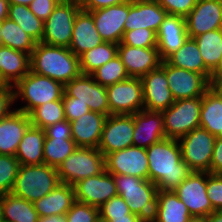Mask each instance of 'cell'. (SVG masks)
<instances>
[{"mask_svg":"<svg viewBox=\"0 0 222 222\" xmlns=\"http://www.w3.org/2000/svg\"><path fill=\"white\" fill-rule=\"evenodd\" d=\"M148 179L158 190L173 191L192 171L182 160L178 140L165 138L146 148Z\"/></svg>","mask_w":222,"mask_h":222,"instance_id":"cell-1","label":"cell"},{"mask_svg":"<svg viewBox=\"0 0 222 222\" xmlns=\"http://www.w3.org/2000/svg\"><path fill=\"white\" fill-rule=\"evenodd\" d=\"M30 70L65 85L81 74L79 57L69 48L36 43L30 55Z\"/></svg>","mask_w":222,"mask_h":222,"instance_id":"cell-2","label":"cell"},{"mask_svg":"<svg viewBox=\"0 0 222 222\" xmlns=\"http://www.w3.org/2000/svg\"><path fill=\"white\" fill-rule=\"evenodd\" d=\"M117 193L128 205L132 214L151 222L155 213L158 187L149 179L131 175H113Z\"/></svg>","mask_w":222,"mask_h":222,"instance_id":"cell-3","label":"cell"},{"mask_svg":"<svg viewBox=\"0 0 222 222\" xmlns=\"http://www.w3.org/2000/svg\"><path fill=\"white\" fill-rule=\"evenodd\" d=\"M60 182L57 168L47 164L20 165L11 194L35 202L50 193Z\"/></svg>","mask_w":222,"mask_h":222,"instance_id":"cell-4","label":"cell"},{"mask_svg":"<svg viewBox=\"0 0 222 222\" xmlns=\"http://www.w3.org/2000/svg\"><path fill=\"white\" fill-rule=\"evenodd\" d=\"M15 101L22 98L26 105L15 110L30 114L36 107L46 102L61 100L64 93V85L47 76L30 72L19 80L14 86ZM16 88V89H15ZM18 97V98H17Z\"/></svg>","mask_w":222,"mask_h":222,"instance_id":"cell-5","label":"cell"},{"mask_svg":"<svg viewBox=\"0 0 222 222\" xmlns=\"http://www.w3.org/2000/svg\"><path fill=\"white\" fill-rule=\"evenodd\" d=\"M105 170V157L98 148L77 147L58 167L61 183L74 185Z\"/></svg>","mask_w":222,"mask_h":222,"instance_id":"cell-6","label":"cell"},{"mask_svg":"<svg viewBox=\"0 0 222 222\" xmlns=\"http://www.w3.org/2000/svg\"><path fill=\"white\" fill-rule=\"evenodd\" d=\"M201 102L202 96L180 99L161 111L166 138L178 140L200 127Z\"/></svg>","mask_w":222,"mask_h":222,"instance_id":"cell-7","label":"cell"},{"mask_svg":"<svg viewBox=\"0 0 222 222\" xmlns=\"http://www.w3.org/2000/svg\"><path fill=\"white\" fill-rule=\"evenodd\" d=\"M80 9L79 0H61L44 21L41 42L69 48L75 17Z\"/></svg>","mask_w":222,"mask_h":222,"instance_id":"cell-8","label":"cell"},{"mask_svg":"<svg viewBox=\"0 0 222 222\" xmlns=\"http://www.w3.org/2000/svg\"><path fill=\"white\" fill-rule=\"evenodd\" d=\"M216 137L201 127L178 139L182 160L192 172H208Z\"/></svg>","mask_w":222,"mask_h":222,"instance_id":"cell-9","label":"cell"},{"mask_svg":"<svg viewBox=\"0 0 222 222\" xmlns=\"http://www.w3.org/2000/svg\"><path fill=\"white\" fill-rule=\"evenodd\" d=\"M106 89L110 115H132L144 109L141 78L129 77Z\"/></svg>","mask_w":222,"mask_h":222,"instance_id":"cell-10","label":"cell"},{"mask_svg":"<svg viewBox=\"0 0 222 222\" xmlns=\"http://www.w3.org/2000/svg\"><path fill=\"white\" fill-rule=\"evenodd\" d=\"M207 172H192L173 191L191 216L207 217L214 211L207 195Z\"/></svg>","mask_w":222,"mask_h":222,"instance_id":"cell-11","label":"cell"},{"mask_svg":"<svg viewBox=\"0 0 222 222\" xmlns=\"http://www.w3.org/2000/svg\"><path fill=\"white\" fill-rule=\"evenodd\" d=\"M64 93L75 101L87 104L91 111L110 115L106 87L98 84L92 75L80 74L64 85Z\"/></svg>","mask_w":222,"mask_h":222,"instance_id":"cell-12","label":"cell"},{"mask_svg":"<svg viewBox=\"0 0 222 222\" xmlns=\"http://www.w3.org/2000/svg\"><path fill=\"white\" fill-rule=\"evenodd\" d=\"M160 67L166 72L169 89L175 101L203 96L210 87V82L200 73L169 65L166 61H162Z\"/></svg>","mask_w":222,"mask_h":222,"instance_id":"cell-13","label":"cell"},{"mask_svg":"<svg viewBox=\"0 0 222 222\" xmlns=\"http://www.w3.org/2000/svg\"><path fill=\"white\" fill-rule=\"evenodd\" d=\"M105 170L112 175H131L148 179L146 148L130 146L105 156Z\"/></svg>","mask_w":222,"mask_h":222,"instance_id":"cell-14","label":"cell"},{"mask_svg":"<svg viewBox=\"0 0 222 222\" xmlns=\"http://www.w3.org/2000/svg\"><path fill=\"white\" fill-rule=\"evenodd\" d=\"M133 115H108L103 127L98 149L104 155L133 145Z\"/></svg>","mask_w":222,"mask_h":222,"instance_id":"cell-15","label":"cell"},{"mask_svg":"<svg viewBox=\"0 0 222 222\" xmlns=\"http://www.w3.org/2000/svg\"><path fill=\"white\" fill-rule=\"evenodd\" d=\"M73 188L75 201L98 208L118 195L114 177L106 170L78 181L73 185Z\"/></svg>","mask_w":222,"mask_h":222,"instance_id":"cell-16","label":"cell"},{"mask_svg":"<svg viewBox=\"0 0 222 222\" xmlns=\"http://www.w3.org/2000/svg\"><path fill=\"white\" fill-rule=\"evenodd\" d=\"M189 38L220 29L222 27V0H197L185 17Z\"/></svg>","mask_w":222,"mask_h":222,"instance_id":"cell-17","label":"cell"},{"mask_svg":"<svg viewBox=\"0 0 222 222\" xmlns=\"http://www.w3.org/2000/svg\"><path fill=\"white\" fill-rule=\"evenodd\" d=\"M89 12L102 40L119 44L125 32V20L129 15V1Z\"/></svg>","mask_w":222,"mask_h":222,"instance_id":"cell-18","label":"cell"},{"mask_svg":"<svg viewBox=\"0 0 222 222\" xmlns=\"http://www.w3.org/2000/svg\"><path fill=\"white\" fill-rule=\"evenodd\" d=\"M129 77L142 78L148 72L158 69L162 59L157 47H132L118 44V54Z\"/></svg>","mask_w":222,"mask_h":222,"instance_id":"cell-19","label":"cell"},{"mask_svg":"<svg viewBox=\"0 0 222 222\" xmlns=\"http://www.w3.org/2000/svg\"><path fill=\"white\" fill-rule=\"evenodd\" d=\"M144 109L149 111H163L174 102L166 72L159 67L144 75L142 78Z\"/></svg>","mask_w":222,"mask_h":222,"instance_id":"cell-20","label":"cell"},{"mask_svg":"<svg viewBox=\"0 0 222 222\" xmlns=\"http://www.w3.org/2000/svg\"><path fill=\"white\" fill-rule=\"evenodd\" d=\"M166 15V10L155 0H131L124 24L125 32L147 28L156 33Z\"/></svg>","mask_w":222,"mask_h":222,"instance_id":"cell-21","label":"cell"},{"mask_svg":"<svg viewBox=\"0 0 222 222\" xmlns=\"http://www.w3.org/2000/svg\"><path fill=\"white\" fill-rule=\"evenodd\" d=\"M134 118L133 146L148 148L166 138L161 111L142 109Z\"/></svg>","mask_w":222,"mask_h":222,"instance_id":"cell-22","label":"cell"},{"mask_svg":"<svg viewBox=\"0 0 222 222\" xmlns=\"http://www.w3.org/2000/svg\"><path fill=\"white\" fill-rule=\"evenodd\" d=\"M157 36V49L162 61L177 51L188 38L185 17L167 14L160 24Z\"/></svg>","mask_w":222,"mask_h":222,"instance_id":"cell-23","label":"cell"},{"mask_svg":"<svg viewBox=\"0 0 222 222\" xmlns=\"http://www.w3.org/2000/svg\"><path fill=\"white\" fill-rule=\"evenodd\" d=\"M107 115L90 111L70 122L77 147L98 148Z\"/></svg>","mask_w":222,"mask_h":222,"instance_id":"cell-24","label":"cell"},{"mask_svg":"<svg viewBox=\"0 0 222 222\" xmlns=\"http://www.w3.org/2000/svg\"><path fill=\"white\" fill-rule=\"evenodd\" d=\"M30 126L29 115L18 110L0 119V155L15 156L18 145Z\"/></svg>","mask_w":222,"mask_h":222,"instance_id":"cell-25","label":"cell"},{"mask_svg":"<svg viewBox=\"0 0 222 222\" xmlns=\"http://www.w3.org/2000/svg\"><path fill=\"white\" fill-rule=\"evenodd\" d=\"M102 42L91 13L80 9L75 17L69 49L79 57Z\"/></svg>","mask_w":222,"mask_h":222,"instance_id":"cell-26","label":"cell"},{"mask_svg":"<svg viewBox=\"0 0 222 222\" xmlns=\"http://www.w3.org/2000/svg\"><path fill=\"white\" fill-rule=\"evenodd\" d=\"M30 72V55L0 46V84L14 86Z\"/></svg>","mask_w":222,"mask_h":222,"instance_id":"cell-27","label":"cell"},{"mask_svg":"<svg viewBox=\"0 0 222 222\" xmlns=\"http://www.w3.org/2000/svg\"><path fill=\"white\" fill-rule=\"evenodd\" d=\"M75 202L73 185L59 183L50 193L34 202L39 216L66 214Z\"/></svg>","mask_w":222,"mask_h":222,"instance_id":"cell-28","label":"cell"},{"mask_svg":"<svg viewBox=\"0 0 222 222\" xmlns=\"http://www.w3.org/2000/svg\"><path fill=\"white\" fill-rule=\"evenodd\" d=\"M165 61L169 65L183 68L191 72L200 73L209 82L213 77V74L205 67L196 41L193 38L188 37L184 44Z\"/></svg>","mask_w":222,"mask_h":222,"instance_id":"cell-29","label":"cell"},{"mask_svg":"<svg viewBox=\"0 0 222 222\" xmlns=\"http://www.w3.org/2000/svg\"><path fill=\"white\" fill-rule=\"evenodd\" d=\"M191 217L186 205L174 191H158L151 222H187Z\"/></svg>","mask_w":222,"mask_h":222,"instance_id":"cell-30","label":"cell"},{"mask_svg":"<svg viewBox=\"0 0 222 222\" xmlns=\"http://www.w3.org/2000/svg\"><path fill=\"white\" fill-rule=\"evenodd\" d=\"M45 131L41 128L30 126L20 141L16 159L20 165L44 164L43 147Z\"/></svg>","mask_w":222,"mask_h":222,"instance_id":"cell-31","label":"cell"},{"mask_svg":"<svg viewBox=\"0 0 222 222\" xmlns=\"http://www.w3.org/2000/svg\"><path fill=\"white\" fill-rule=\"evenodd\" d=\"M200 127L215 137L222 136V97L211 87L202 96Z\"/></svg>","mask_w":222,"mask_h":222,"instance_id":"cell-32","label":"cell"},{"mask_svg":"<svg viewBox=\"0 0 222 222\" xmlns=\"http://www.w3.org/2000/svg\"><path fill=\"white\" fill-rule=\"evenodd\" d=\"M196 41L205 67L214 75L222 70L221 28L200 34Z\"/></svg>","mask_w":222,"mask_h":222,"instance_id":"cell-33","label":"cell"},{"mask_svg":"<svg viewBox=\"0 0 222 222\" xmlns=\"http://www.w3.org/2000/svg\"><path fill=\"white\" fill-rule=\"evenodd\" d=\"M2 218L8 222H37L38 213L34 203L11 193L0 195Z\"/></svg>","mask_w":222,"mask_h":222,"instance_id":"cell-34","label":"cell"},{"mask_svg":"<svg viewBox=\"0 0 222 222\" xmlns=\"http://www.w3.org/2000/svg\"><path fill=\"white\" fill-rule=\"evenodd\" d=\"M7 18L16 22L37 43L41 42L44 33V22L36 17L28 6L9 4Z\"/></svg>","mask_w":222,"mask_h":222,"instance_id":"cell-35","label":"cell"},{"mask_svg":"<svg viewBox=\"0 0 222 222\" xmlns=\"http://www.w3.org/2000/svg\"><path fill=\"white\" fill-rule=\"evenodd\" d=\"M2 46L10 47L29 55L35 49L36 41L14 21L5 19L1 22Z\"/></svg>","mask_w":222,"mask_h":222,"instance_id":"cell-36","label":"cell"},{"mask_svg":"<svg viewBox=\"0 0 222 222\" xmlns=\"http://www.w3.org/2000/svg\"><path fill=\"white\" fill-rule=\"evenodd\" d=\"M117 54L118 44L102 42L79 56L81 73L91 75L96 69L117 56Z\"/></svg>","mask_w":222,"mask_h":222,"instance_id":"cell-37","label":"cell"},{"mask_svg":"<svg viewBox=\"0 0 222 222\" xmlns=\"http://www.w3.org/2000/svg\"><path fill=\"white\" fill-rule=\"evenodd\" d=\"M76 148L72 137H45L44 164L57 168Z\"/></svg>","mask_w":222,"mask_h":222,"instance_id":"cell-38","label":"cell"},{"mask_svg":"<svg viewBox=\"0 0 222 222\" xmlns=\"http://www.w3.org/2000/svg\"><path fill=\"white\" fill-rule=\"evenodd\" d=\"M31 126L45 129L57 122L65 120L63 100L46 102L36 107L30 114Z\"/></svg>","mask_w":222,"mask_h":222,"instance_id":"cell-39","label":"cell"},{"mask_svg":"<svg viewBox=\"0 0 222 222\" xmlns=\"http://www.w3.org/2000/svg\"><path fill=\"white\" fill-rule=\"evenodd\" d=\"M91 75L98 84L104 87L129 78L125 66L118 55L96 69Z\"/></svg>","mask_w":222,"mask_h":222,"instance_id":"cell-40","label":"cell"},{"mask_svg":"<svg viewBox=\"0 0 222 222\" xmlns=\"http://www.w3.org/2000/svg\"><path fill=\"white\" fill-rule=\"evenodd\" d=\"M19 166L15 156L0 155V195L11 192Z\"/></svg>","mask_w":222,"mask_h":222,"instance_id":"cell-41","label":"cell"},{"mask_svg":"<svg viewBox=\"0 0 222 222\" xmlns=\"http://www.w3.org/2000/svg\"><path fill=\"white\" fill-rule=\"evenodd\" d=\"M119 44L141 48L157 47V36L153 30L147 28L134 29L124 32Z\"/></svg>","mask_w":222,"mask_h":222,"instance_id":"cell-42","label":"cell"},{"mask_svg":"<svg viewBox=\"0 0 222 222\" xmlns=\"http://www.w3.org/2000/svg\"><path fill=\"white\" fill-rule=\"evenodd\" d=\"M127 214H132L126 201L120 196H114L101 207H99V215L102 219L110 222L113 218L125 217Z\"/></svg>","mask_w":222,"mask_h":222,"instance_id":"cell-43","label":"cell"},{"mask_svg":"<svg viewBox=\"0 0 222 222\" xmlns=\"http://www.w3.org/2000/svg\"><path fill=\"white\" fill-rule=\"evenodd\" d=\"M68 222H95L99 218V208L75 201L66 213Z\"/></svg>","mask_w":222,"mask_h":222,"instance_id":"cell-44","label":"cell"},{"mask_svg":"<svg viewBox=\"0 0 222 222\" xmlns=\"http://www.w3.org/2000/svg\"><path fill=\"white\" fill-rule=\"evenodd\" d=\"M207 195L214 211L222 210V174L207 172Z\"/></svg>","mask_w":222,"mask_h":222,"instance_id":"cell-45","label":"cell"},{"mask_svg":"<svg viewBox=\"0 0 222 222\" xmlns=\"http://www.w3.org/2000/svg\"><path fill=\"white\" fill-rule=\"evenodd\" d=\"M169 15L186 17L197 3V0H155Z\"/></svg>","mask_w":222,"mask_h":222,"instance_id":"cell-46","label":"cell"},{"mask_svg":"<svg viewBox=\"0 0 222 222\" xmlns=\"http://www.w3.org/2000/svg\"><path fill=\"white\" fill-rule=\"evenodd\" d=\"M62 100L65 119L69 122L91 111L87 104H83L80 101H75V97L67 96L65 93H63Z\"/></svg>","mask_w":222,"mask_h":222,"instance_id":"cell-47","label":"cell"},{"mask_svg":"<svg viewBox=\"0 0 222 222\" xmlns=\"http://www.w3.org/2000/svg\"><path fill=\"white\" fill-rule=\"evenodd\" d=\"M60 1L61 0H33L28 7L36 17L44 22Z\"/></svg>","mask_w":222,"mask_h":222,"instance_id":"cell-48","label":"cell"},{"mask_svg":"<svg viewBox=\"0 0 222 222\" xmlns=\"http://www.w3.org/2000/svg\"><path fill=\"white\" fill-rule=\"evenodd\" d=\"M14 89L12 85L0 84V119L7 117L14 110H9L15 103Z\"/></svg>","mask_w":222,"mask_h":222,"instance_id":"cell-49","label":"cell"},{"mask_svg":"<svg viewBox=\"0 0 222 222\" xmlns=\"http://www.w3.org/2000/svg\"><path fill=\"white\" fill-rule=\"evenodd\" d=\"M44 131L45 137H72L71 125L66 119L46 127Z\"/></svg>","mask_w":222,"mask_h":222,"instance_id":"cell-50","label":"cell"},{"mask_svg":"<svg viewBox=\"0 0 222 222\" xmlns=\"http://www.w3.org/2000/svg\"><path fill=\"white\" fill-rule=\"evenodd\" d=\"M209 173L222 174V136L215 139Z\"/></svg>","mask_w":222,"mask_h":222,"instance_id":"cell-51","label":"cell"},{"mask_svg":"<svg viewBox=\"0 0 222 222\" xmlns=\"http://www.w3.org/2000/svg\"><path fill=\"white\" fill-rule=\"evenodd\" d=\"M80 7L86 11H94L99 8H107L109 6L126 3L131 0H79Z\"/></svg>","mask_w":222,"mask_h":222,"instance_id":"cell-52","label":"cell"},{"mask_svg":"<svg viewBox=\"0 0 222 222\" xmlns=\"http://www.w3.org/2000/svg\"><path fill=\"white\" fill-rule=\"evenodd\" d=\"M210 87L222 97V71L213 75L210 81Z\"/></svg>","mask_w":222,"mask_h":222,"instance_id":"cell-53","label":"cell"},{"mask_svg":"<svg viewBox=\"0 0 222 222\" xmlns=\"http://www.w3.org/2000/svg\"><path fill=\"white\" fill-rule=\"evenodd\" d=\"M37 222H68L66 214L39 216Z\"/></svg>","mask_w":222,"mask_h":222,"instance_id":"cell-54","label":"cell"},{"mask_svg":"<svg viewBox=\"0 0 222 222\" xmlns=\"http://www.w3.org/2000/svg\"><path fill=\"white\" fill-rule=\"evenodd\" d=\"M110 222H146L135 214H127L125 217L113 218Z\"/></svg>","mask_w":222,"mask_h":222,"instance_id":"cell-55","label":"cell"},{"mask_svg":"<svg viewBox=\"0 0 222 222\" xmlns=\"http://www.w3.org/2000/svg\"><path fill=\"white\" fill-rule=\"evenodd\" d=\"M8 0H0V23L8 17Z\"/></svg>","mask_w":222,"mask_h":222,"instance_id":"cell-56","label":"cell"},{"mask_svg":"<svg viewBox=\"0 0 222 222\" xmlns=\"http://www.w3.org/2000/svg\"><path fill=\"white\" fill-rule=\"evenodd\" d=\"M206 222H222V210L213 211L206 217Z\"/></svg>","mask_w":222,"mask_h":222,"instance_id":"cell-57","label":"cell"},{"mask_svg":"<svg viewBox=\"0 0 222 222\" xmlns=\"http://www.w3.org/2000/svg\"><path fill=\"white\" fill-rule=\"evenodd\" d=\"M33 0H8L9 4H21L29 6Z\"/></svg>","mask_w":222,"mask_h":222,"instance_id":"cell-58","label":"cell"},{"mask_svg":"<svg viewBox=\"0 0 222 222\" xmlns=\"http://www.w3.org/2000/svg\"><path fill=\"white\" fill-rule=\"evenodd\" d=\"M187 222H206V217L203 216H191Z\"/></svg>","mask_w":222,"mask_h":222,"instance_id":"cell-59","label":"cell"},{"mask_svg":"<svg viewBox=\"0 0 222 222\" xmlns=\"http://www.w3.org/2000/svg\"><path fill=\"white\" fill-rule=\"evenodd\" d=\"M95 222H108V221H106L105 219H102V218L99 216V218H98Z\"/></svg>","mask_w":222,"mask_h":222,"instance_id":"cell-60","label":"cell"},{"mask_svg":"<svg viewBox=\"0 0 222 222\" xmlns=\"http://www.w3.org/2000/svg\"><path fill=\"white\" fill-rule=\"evenodd\" d=\"M0 46H2L1 23H0Z\"/></svg>","mask_w":222,"mask_h":222,"instance_id":"cell-61","label":"cell"},{"mask_svg":"<svg viewBox=\"0 0 222 222\" xmlns=\"http://www.w3.org/2000/svg\"><path fill=\"white\" fill-rule=\"evenodd\" d=\"M3 221V218H2V210H1V205H0V222Z\"/></svg>","mask_w":222,"mask_h":222,"instance_id":"cell-62","label":"cell"}]
</instances>
